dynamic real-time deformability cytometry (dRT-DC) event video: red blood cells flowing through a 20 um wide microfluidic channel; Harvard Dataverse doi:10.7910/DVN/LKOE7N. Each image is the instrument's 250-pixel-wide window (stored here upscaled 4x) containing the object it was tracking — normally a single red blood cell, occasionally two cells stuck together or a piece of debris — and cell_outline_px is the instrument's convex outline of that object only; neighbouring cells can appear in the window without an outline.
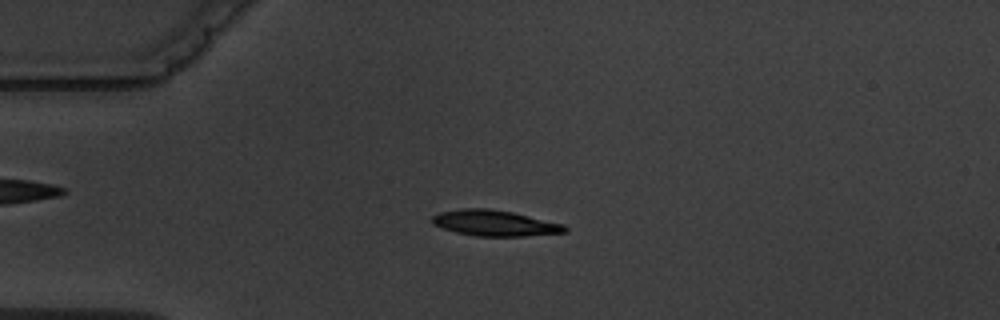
{"species": "common noctule bat (a hibernating species)", "species_latin": "Nyctalus noctula", "temperature_condition": "warm", "stored_images_in_passage": 4, "camera_frame_rate_fps": 3000, "um_per_image_px": 0.085, "animal": {"sex": "male", "body_mass_g": 19.5, "forearm_length_mm": 54.6}, "frame": {"image": 1, "passage_image": 3, "time_ms": 2.333, "image_size_px": [1000, 320], "cell_outline_px": [[568, 232], [524, 236], [476, 236], [456, 232], [432, 224], [428, 220], [432, 216], [440, 212], [460, 208], [488, 208], [512, 212], [564, 224], [568, 228]], "centroid_in_image_um": [42.03, 18.96], "position_along_channel_um": 43.0, "area_um2": 20.06}}